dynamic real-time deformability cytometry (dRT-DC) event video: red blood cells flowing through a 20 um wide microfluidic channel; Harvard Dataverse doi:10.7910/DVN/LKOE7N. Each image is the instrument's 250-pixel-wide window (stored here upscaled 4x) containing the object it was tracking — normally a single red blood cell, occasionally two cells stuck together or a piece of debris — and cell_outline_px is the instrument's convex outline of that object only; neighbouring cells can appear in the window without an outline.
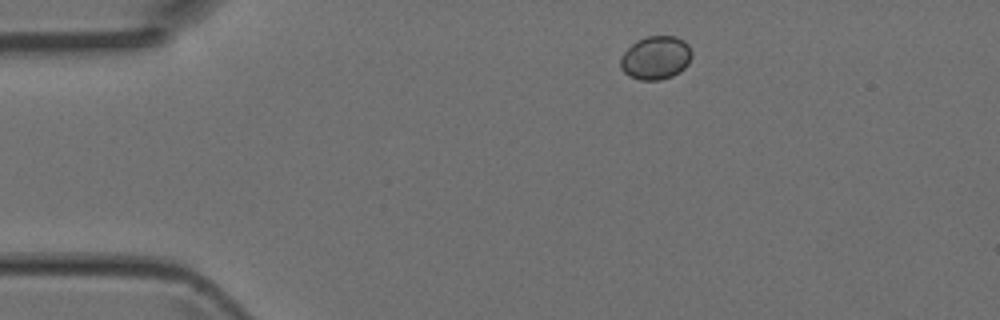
{"species": "Egyptian fruit bat (a non-hibernating species)", "species_latin": "Rousettus aegyptiacus", "temperature_condition": "room temperature", "stored_images_in_passage": 3, "camera_frame_rate_fps": 3000, "um_per_image_px": 0.085, "animal": {"sex": "female"}, "frame": {"image": 1, "passage_image": 1, "time_ms": 0.0, "image_size_px": [1000, 320], "cell_outline_px": [[692, 56], [688, 64], [680, 72], [672, 76], [660, 80], [640, 80], [628, 76], [620, 68], [620, 56], [636, 40], [648, 36], [676, 36], [684, 40], [688, 44], [692, 52]], "centroid_in_image_um": [55.74, 4.91], "position_along_channel_um": 29.3, "area_um2": 18.26}}
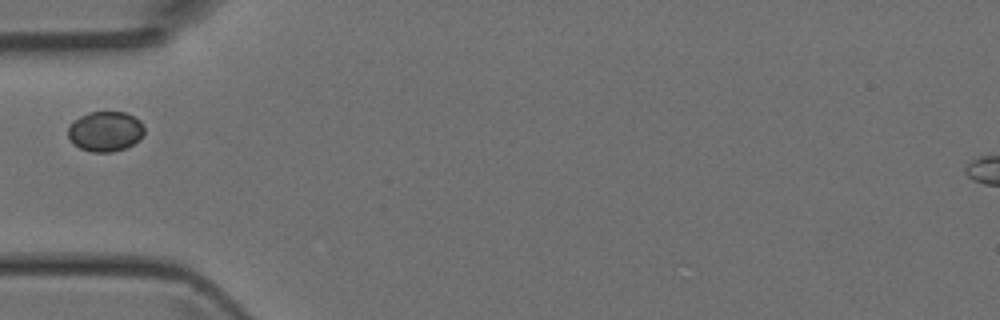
{"frame": {"image": 2, "passage_image": 3, "time_ms": 0.667, "image_size_px": [1000, 320], "cell_outline_px": [[144, 132], [140, 140], [124, 148], [112, 152], [92, 152], [80, 148], [68, 136], [68, 128], [80, 116], [88, 112], [124, 112], [140, 120], [144, 128]], "centroid_in_image_um": [8.98, 11.16], "position_along_channel_um": 76.0, "area_um2": 17.57}}